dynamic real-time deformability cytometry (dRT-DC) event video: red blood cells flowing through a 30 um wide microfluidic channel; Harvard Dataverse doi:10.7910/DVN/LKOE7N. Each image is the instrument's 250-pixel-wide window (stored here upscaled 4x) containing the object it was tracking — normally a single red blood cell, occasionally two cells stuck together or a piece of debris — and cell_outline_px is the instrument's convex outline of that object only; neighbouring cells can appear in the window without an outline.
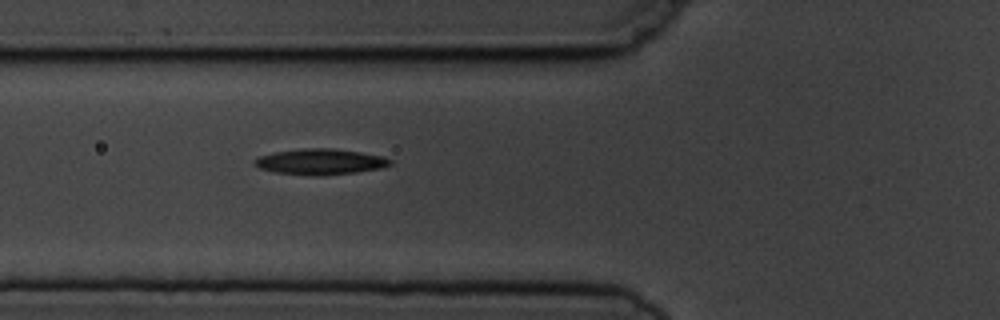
{"species": "common noctule bat (a hibernating species)", "species_latin": "Nyctalus noctula", "temperature_condition": "cold", "stored_images_in_passage": 3, "camera_frame_rate_fps": 3000, "um_per_image_px": 0.085, "animal": {"sex": "male", "body_mass_g": 19.5, "forearm_length_mm": 54.6}, "frame": {"image": 1, "passage_image": 3, "time_ms": 2.333, "image_size_px": [1000, 320], "cell_outline_px": [[392, 164], [384, 168], [356, 172], [320, 176], [316, 176], [272, 172], [260, 168], [252, 164], [252, 160], [256, 156], [276, 152], [304, 148], [332, 148], [360, 152], [384, 156], [392, 160]], "centroid_in_image_um": [27.21, 13.75], "position_along_channel_um": 98.6, "area_um2": 20.69}}